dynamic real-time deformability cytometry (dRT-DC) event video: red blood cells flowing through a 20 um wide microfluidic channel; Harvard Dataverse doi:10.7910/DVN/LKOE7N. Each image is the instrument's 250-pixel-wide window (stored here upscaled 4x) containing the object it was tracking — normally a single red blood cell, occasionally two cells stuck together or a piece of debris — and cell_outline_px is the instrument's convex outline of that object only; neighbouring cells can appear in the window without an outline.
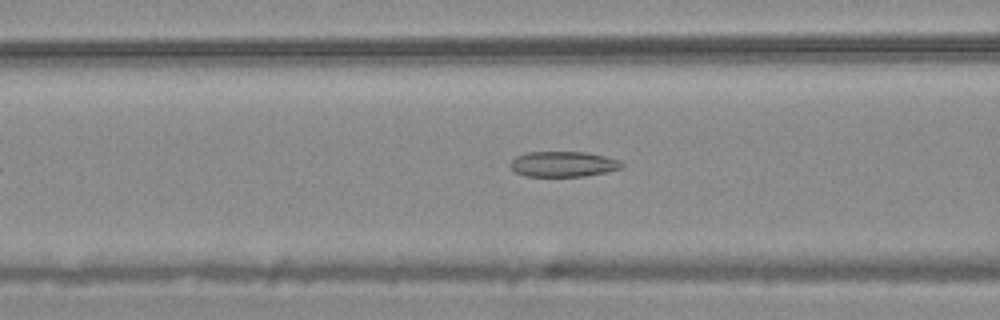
{"species": "common noctule bat (a hibernating species)", "species_latin": "Nyctalus noctula", "temperature_condition": "warm", "stored_images_in_passage": 47, "camera_frame_rate_fps": 3000, "um_per_image_px": 0.085, "animal": {"sex": "male", "body_mass_g": 20.4}, "frame": {"image": 1, "passage_image": 18, "time_ms": 5.667, "image_size_px": [1000, 320], "cell_outline_px": [[624, 168], [584, 176], [524, 176], [516, 172], [508, 164], [516, 156], [528, 152], [588, 152], [604, 156], [616, 160], [624, 164]], "centroid_in_image_um": [47.85, 13.94], "position_along_channel_um": 118.7, "area_um2": 16.42}}
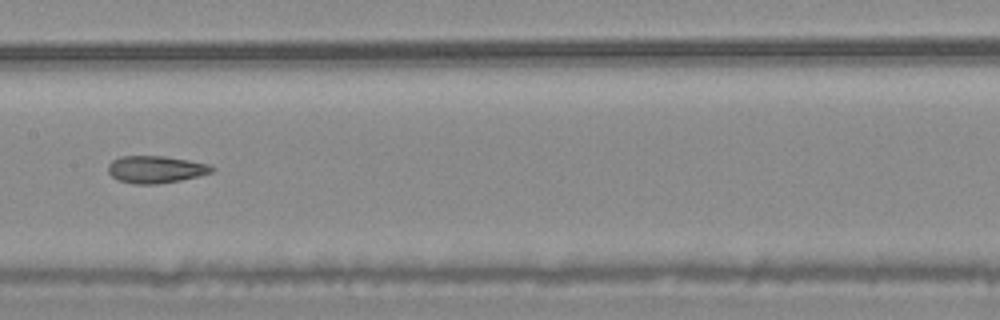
{"frame": {"image": 2, "passage_image": 24, "time_ms": 7.667, "image_size_px": [1000, 320], "cell_outline_px": [[216, 168], [212, 172], [200, 176], [180, 180], [156, 184], [132, 184], [116, 180], [108, 172], [108, 164], [112, 160], [120, 156], [164, 156], [188, 160], [208, 164]], "centroid_in_image_um": [13.21, 14.4], "position_along_channel_um": 194.2, "area_um2": 16.59}}
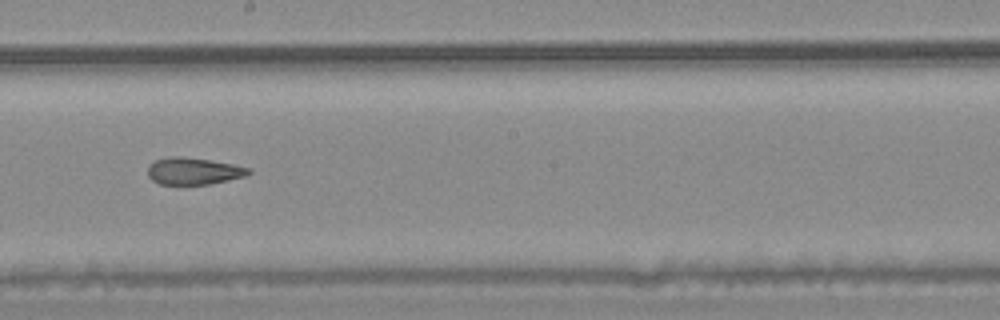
{"frame": {"image": 3, "passage_image": 27, "time_ms": 8.667, "image_size_px": [1000, 320], "cell_outline_px": [[252, 172], [244, 176], [228, 180], [208, 184], [160, 184], [152, 180], [148, 176], [148, 164], [156, 160], [172, 156], [180, 156], [208, 160], [232, 164], [252, 168]], "centroid_in_image_um": [16.44, 14.54], "position_along_channel_um": 231.8, "area_um2": 15.72}, "authors_computed_cell_mechanics": {"area_um2": 19.0162, "velocity_mm_per_s": 3.7618, "shape_relaxation_time_tau1_ms": null, "shape_relaxation_time_tau2_ms": 3.1459, "deformation_change_tau1": null, "deformation_change_tau2": 0.1197}}